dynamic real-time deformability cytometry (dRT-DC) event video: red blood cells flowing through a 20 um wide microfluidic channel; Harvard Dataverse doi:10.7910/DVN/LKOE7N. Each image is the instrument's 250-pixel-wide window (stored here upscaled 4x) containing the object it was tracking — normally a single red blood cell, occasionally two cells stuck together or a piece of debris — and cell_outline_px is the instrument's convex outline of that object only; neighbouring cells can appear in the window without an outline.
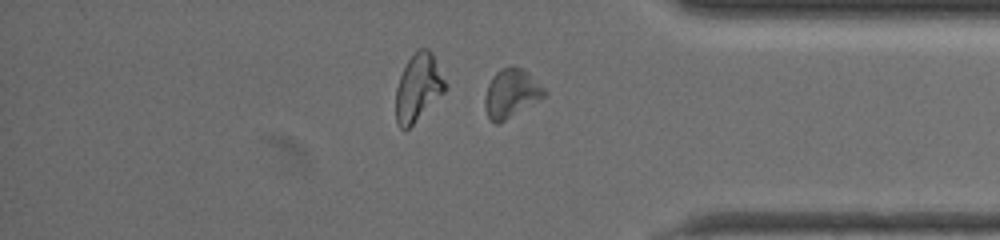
{"species": "common noctule bat (a hibernating species)", "species_latin": "Nyctalus noctula", "temperature_condition": "warm", "stored_images_in_passage": 63, "camera_frame_rate_fps": 3000, "um_per_image_px": 0.085, "animal": {"sex": "female", "body_mass_g": 19.5, "forearm_length_mm": 54.1}, "frame": {"image": 1, "passage_image": 54, "time_ms": 17.667, "image_size_px": [1000, 240], "cell_outline_px": [[548, 92], [544, 96], [500, 124], [496, 124], [488, 120], [484, 104], [484, 96], [488, 84], [492, 76], [500, 68], [524, 68]], "centroid_in_image_um": [43.41, 7.96], "position_along_channel_um": 391.8, "area_um2": 16.82}}
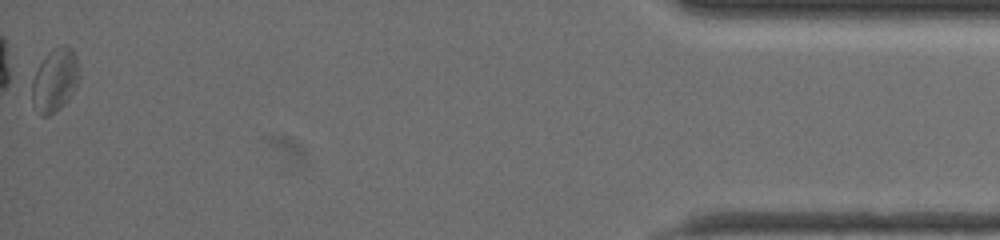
{"frame": {"image": 2, "passage_image": 63, "time_ms": 20.667, "image_size_px": [1000, 240], "cell_outline_px": [[80, 76], [72, 92], [64, 104], [56, 112], [48, 116], [40, 116], [32, 104], [32, 80], [36, 68], [44, 56], [52, 48], [64, 44], [72, 48], [76, 52], [80, 68]], "centroid_in_image_um": [4.67, 6.78], "position_along_channel_um": 430.5, "area_um2": 17.86}, "authors_computed_cell_mechanics": {"area_um2": 16.6464, "velocity_mm_per_s": 3.5554, "shape_relaxation_time_tau1_ms": 10.0911, "shape_relaxation_time_tau2_ms": 2.8878, "deformation_change_tau1": 0.187, "deformation_change_tau2": 0.1067}}